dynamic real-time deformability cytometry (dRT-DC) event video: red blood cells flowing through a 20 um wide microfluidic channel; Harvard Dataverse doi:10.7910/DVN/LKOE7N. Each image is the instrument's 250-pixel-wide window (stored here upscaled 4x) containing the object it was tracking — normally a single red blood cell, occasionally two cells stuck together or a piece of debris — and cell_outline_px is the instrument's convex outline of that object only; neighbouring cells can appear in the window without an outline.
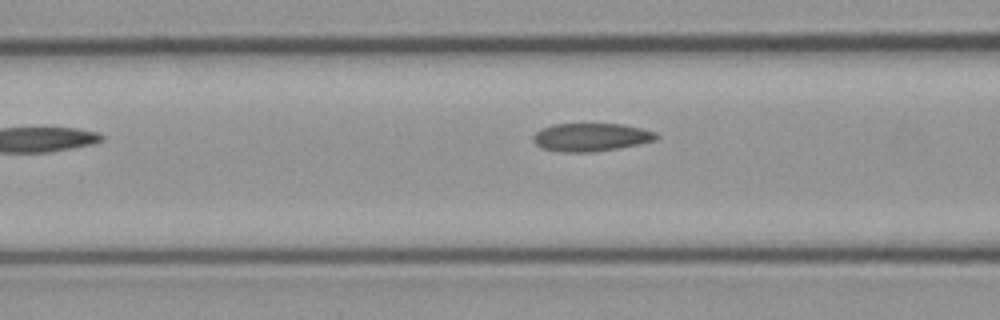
{"species": "common noctule bat (a hibernating species)", "species_latin": "Nyctalus noctula", "temperature_condition": "cold", "stored_images_in_passage": 6, "camera_frame_rate_fps": 3000, "um_per_image_px": 0.085, "animal": {"sex": "male", "body_mass_g": 23.1, "forearm_length_mm": 52.7}, "frame": {"image": 1, "passage_image": 5, "time_ms": 1.333, "image_size_px": [1000, 320], "cell_outline_px": [[660, 136], [656, 140], [640, 144], [592, 152], [564, 152], [544, 148], [536, 144], [532, 140], [532, 136], [540, 128], [552, 124], [624, 124], [656, 132]], "centroid_in_image_um": [50.24, 11.65], "position_along_channel_um": 116.4, "area_um2": 20.17}}
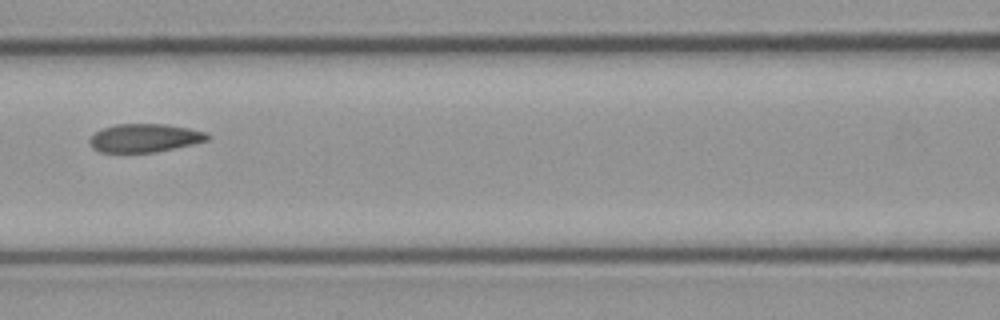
{"frame": {"image": 2, "passage_image": 6, "time_ms": 1.667, "image_size_px": [1000, 320], "cell_outline_px": [[212, 136], [208, 140], [192, 144], [156, 152], [100, 152], [92, 148], [88, 140], [96, 132], [104, 128], [116, 124], [168, 124], [208, 132]], "centroid_in_image_um": [12.33, 11.72], "position_along_channel_um": 154.3, "area_um2": 19.48}}